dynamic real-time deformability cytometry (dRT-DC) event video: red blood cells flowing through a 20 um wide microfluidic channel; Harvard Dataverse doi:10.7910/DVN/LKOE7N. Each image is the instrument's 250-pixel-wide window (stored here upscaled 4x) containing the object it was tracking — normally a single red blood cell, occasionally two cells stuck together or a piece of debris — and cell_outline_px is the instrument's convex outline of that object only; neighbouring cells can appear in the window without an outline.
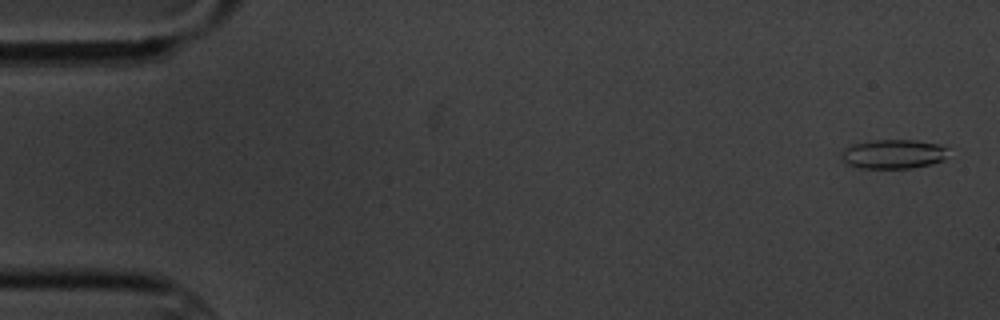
{"species": "common noctule bat (a hibernating species)", "species_latin": "Nyctalus noctula", "temperature_condition": "cold", "stored_images_in_passage": 8, "camera_frame_rate_fps": 3000, "um_per_image_px": 0.085, "animal": {"sex": "male", "body_mass_g": 20.1, "forearm_length_mm": 53.5}, "frame": {"image": 1, "passage_image": 1, "time_ms": 0.0, "image_size_px": [1000, 320], "cell_outline_px": [[948, 148], [944, 160], [932, 164], [912, 168], [856, 168], [844, 164], [840, 156], [840, 152], [844, 148], [852, 144], [872, 140], [916, 140], [940, 144]], "centroid_in_image_um": [75.89, 13.1], "position_along_channel_um": 9.1, "area_um2": 18.61}}
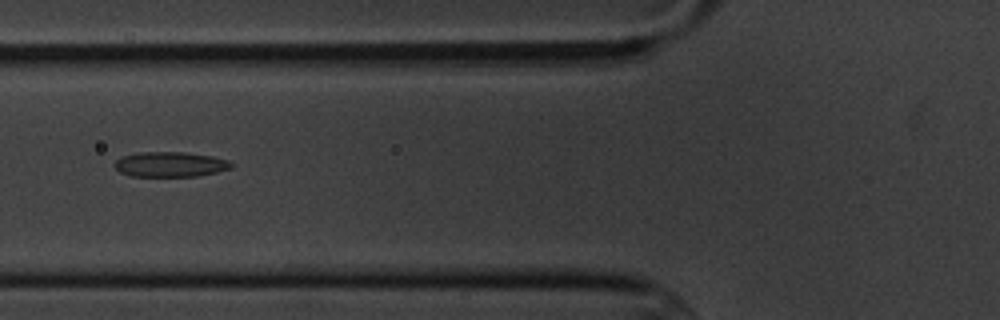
{"frame": {"image": 2, "passage_image": 7, "time_ms": 6.667, "image_size_px": [1000, 320], "cell_outline_px": [[232, 168], [216, 172], [196, 176], [132, 176], [120, 172], [112, 164], [120, 156], [140, 152], [184, 152], [212, 156], [228, 160], [232, 164]], "centroid_in_image_um": [14.44, 13.96], "position_along_channel_um": 111.4, "area_um2": 17.05}}
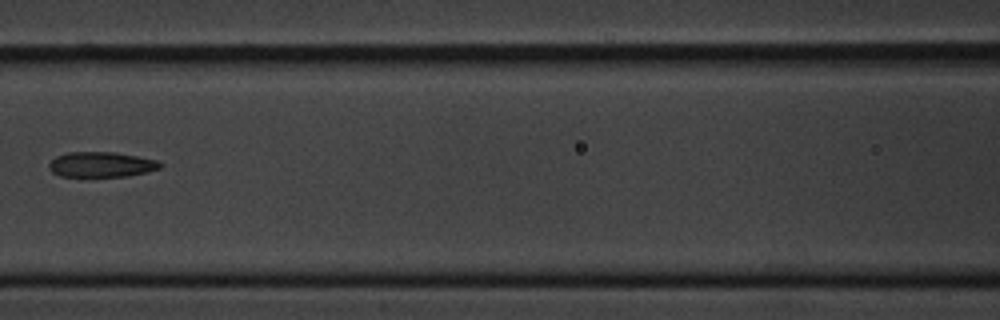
{"frame": {"image": 3, "passage_image": 8, "time_ms": 8.0, "image_size_px": [1000, 320], "cell_outline_px": [[164, 164], [160, 168], [148, 172], [128, 176], [60, 176], [52, 172], [48, 168], [48, 164], [56, 156], [68, 152], [116, 152], [156, 160]], "centroid_in_image_um": [8.61, 13.98], "position_along_channel_um": 158.0, "area_um2": 16.36}}